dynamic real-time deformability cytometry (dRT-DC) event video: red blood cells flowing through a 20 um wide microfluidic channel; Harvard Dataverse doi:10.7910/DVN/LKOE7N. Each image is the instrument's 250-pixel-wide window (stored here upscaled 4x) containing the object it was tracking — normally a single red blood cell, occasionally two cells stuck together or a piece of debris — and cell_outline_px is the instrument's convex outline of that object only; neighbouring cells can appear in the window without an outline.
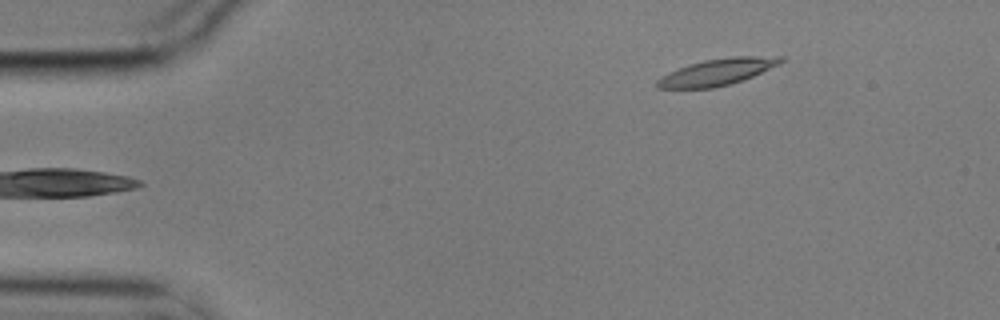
{"species": "common noctule bat (a hibernating species)", "species_latin": "Nyctalus noctula", "temperature_condition": "cold", "stored_images_in_passage": 4, "camera_frame_rate_fps": 3000, "um_per_image_px": 0.085, "animal": {"sex": "male", "body_mass_g": 17.9}, "frame": {"image": 1, "passage_image": 4, "time_ms": 1.0, "image_size_px": [1000, 320], "cell_outline_px": [[784, 60], [780, 64], [752, 76], [732, 84], [712, 88], [656, 88], [656, 80], [668, 72], [688, 64], [704, 60], [736, 56], [784, 56]], "centroid_in_image_um": [60.96, 6.11], "position_along_channel_um": 24.0, "area_um2": 19.13}}